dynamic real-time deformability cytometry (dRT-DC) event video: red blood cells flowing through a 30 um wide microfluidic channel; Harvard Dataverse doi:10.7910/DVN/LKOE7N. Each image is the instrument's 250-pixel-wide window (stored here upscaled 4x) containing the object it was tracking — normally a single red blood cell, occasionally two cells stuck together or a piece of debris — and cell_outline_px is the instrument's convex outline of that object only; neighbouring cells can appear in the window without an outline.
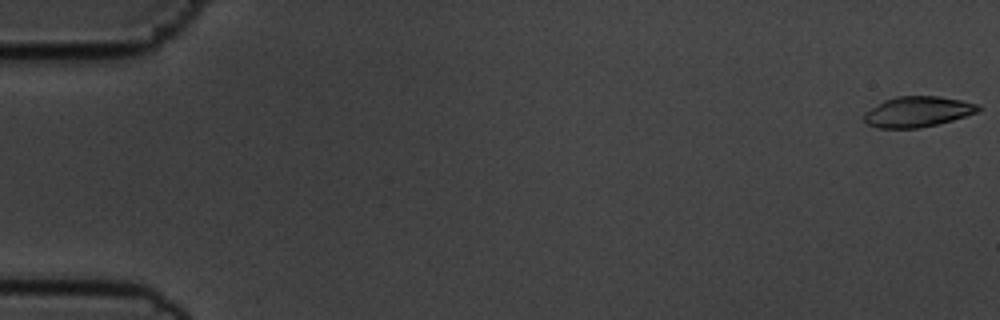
{"species": "common noctule bat (a hibernating species)", "species_latin": "Nyctalus noctula", "temperature_condition": "cold", "stored_images_in_passage": 56, "camera_frame_rate_fps": 3000, "um_per_image_px": 0.085, "animal": {"sex": "male", "body_mass_g": 19.5, "forearm_length_mm": 54.6}, "frame": {"image": 1, "passage_image": 1, "time_ms": 0.0, "image_size_px": [1000, 320], "cell_outline_px": [[984, 108], [976, 112], [952, 120], [936, 124], [916, 128], [880, 128], [868, 124], [864, 120], [864, 112], [884, 100], [896, 96], [940, 96], [980, 104]], "centroid_in_image_um": [78.01, 9.48], "position_along_channel_um": 7.0, "area_um2": 20.23}}
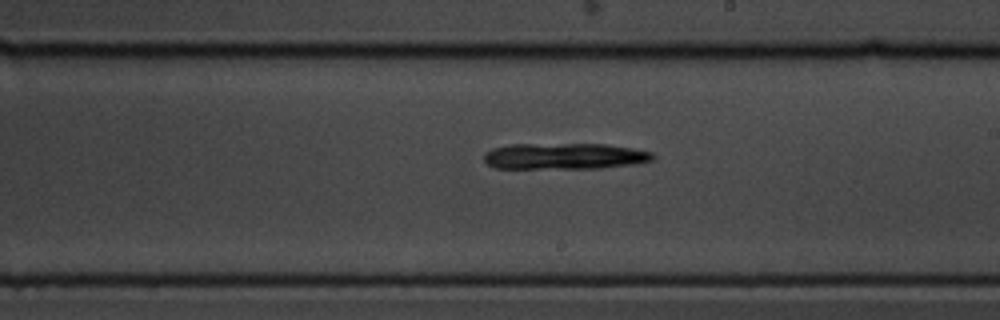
{"frame": {"image": 2, "passage_image": 33, "time_ms": 10.667, "image_size_px": [1000, 320], "cell_outline_px": [[656, 156], [652, 160], [632, 164], [600, 168], [496, 168], [488, 164], [484, 160], [484, 152], [492, 148], [512, 144], [604, 144], [632, 148], [652, 152]], "centroid_in_image_um": [47.96, 13.27], "position_along_channel_um": 241.0, "area_um2": 25.72}}
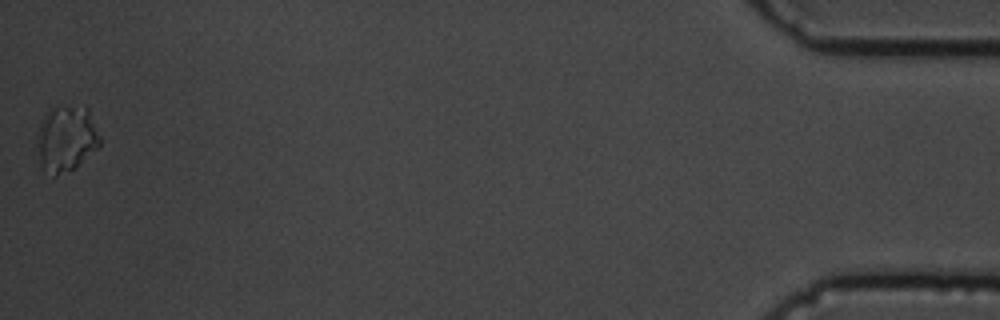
{"frame": {"image": 3, "passage_image": 56, "time_ms": 18.333, "image_size_px": [1000, 320], "cell_outline_px": [[100, 144], [96, 148], [72, 168], [56, 176], [52, 176], [44, 168], [40, 160], [36, 144], [36, 132], [48, 108], [84, 104], [88, 104], [100, 136]], "centroid_in_image_um": [5.63, 11.69], "position_along_channel_um": 429.6, "area_um2": 24.28}}